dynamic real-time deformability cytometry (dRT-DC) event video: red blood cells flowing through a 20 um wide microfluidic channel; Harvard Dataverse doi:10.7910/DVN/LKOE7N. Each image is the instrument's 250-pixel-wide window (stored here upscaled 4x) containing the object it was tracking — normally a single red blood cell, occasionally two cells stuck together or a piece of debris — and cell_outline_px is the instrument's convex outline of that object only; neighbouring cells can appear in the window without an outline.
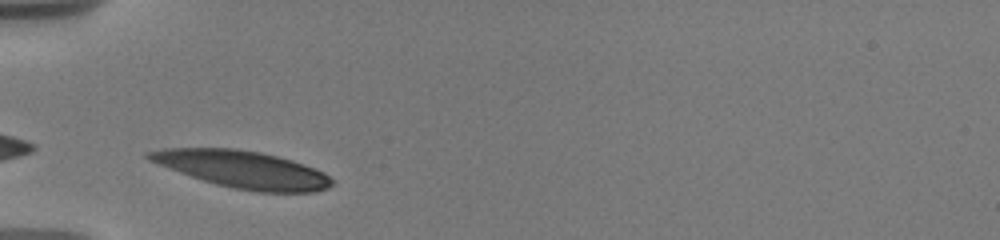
{"species": "human", "species_latin": "Homo sapiens", "temperature_condition": "warm", "stored_images_in_passage": 19, "camera_frame_rate_fps": 3000, "um_per_image_px": 0.085, "donor": {"sex": "male"}, "frame": {"image": 1, "passage_image": 1, "time_ms": 0.0, "image_size_px": [1000, 240], "cell_outline_px": [[332, 184], [328, 188], [316, 192], [256, 192], [232, 188], [216, 184], [180, 172], [148, 160], [144, 156], [144, 152], [164, 148], [236, 148], [260, 152], [292, 160], [304, 164], [324, 172], [332, 180]], "centroid_in_image_um": [20.62, 14.39], "position_along_channel_um": 64.4, "area_um2": 39.54}}
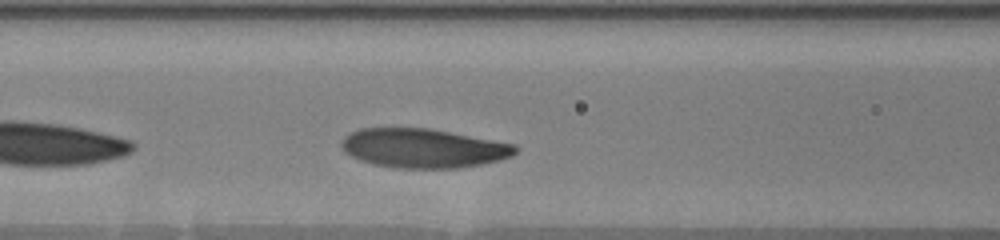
{"frame": {"image": 2, "passage_image": 6, "time_ms": 2.0, "image_size_px": [1000, 240], "cell_outline_px": [[516, 152], [512, 156], [480, 164], [460, 168], [396, 168], [372, 164], [360, 160], [344, 152], [340, 144], [344, 136], [348, 132], [360, 128], [428, 128], [516, 144]], "centroid_in_image_um": [35.92, 12.59], "position_along_channel_um": 130.7, "area_um2": 39.71}}
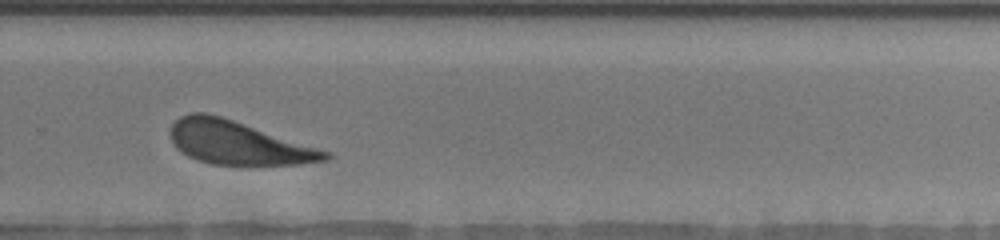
{"frame": {"image": 3, "passage_image": 15, "time_ms": 7.0, "image_size_px": [1000, 240], "cell_outline_px": [[332, 156], [328, 160], [300, 164], [248, 168], [212, 164], [196, 160], [188, 156], [176, 148], [168, 132], [172, 124], [180, 116], [188, 112], [204, 112], [220, 116], [332, 152]], "centroid_in_image_um": [20.25, 12.19], "position_along_channel_um": 309.5, "area_um2": 40.23}, "authors_computed_cell_mechanics": {"area_um2": 40.2288, "velocity_mm_per_s": 3.5873, "shape_relaxation_time_tau1_ms": 1.6451, "shape_relaxation_time_tau2_ms": 3.4095, "deformation_change_tau1": 0.1006, "deformation_change_tau2": 0.1279}}